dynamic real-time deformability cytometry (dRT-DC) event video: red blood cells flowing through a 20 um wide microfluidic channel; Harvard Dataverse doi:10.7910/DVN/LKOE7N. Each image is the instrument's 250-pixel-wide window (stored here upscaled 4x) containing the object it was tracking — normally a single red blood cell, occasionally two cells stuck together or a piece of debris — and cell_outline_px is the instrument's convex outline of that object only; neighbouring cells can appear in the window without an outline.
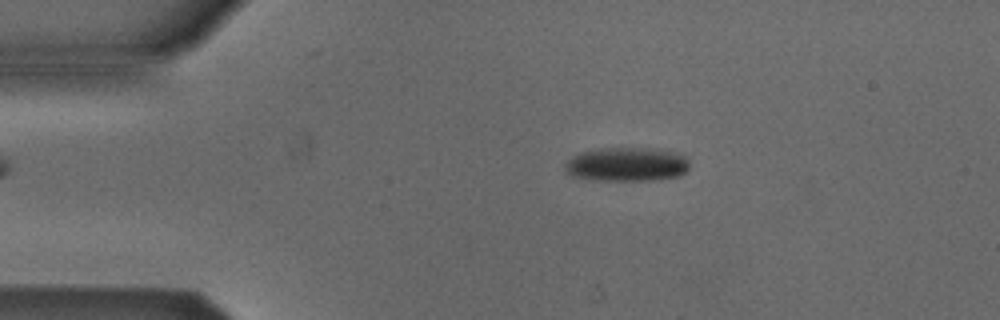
{"species": "Egyptian fruit bat (a non-hibernating species)", "species_latin": "Rousettus aegyptiacus", "temperature_condition": "cold", "stored_images_in_passage": 5, "camera_frame_rate_fps": 3000, "um_per_image_px": 0.085, "animal": {"sex": "male"}, "frame": {"image": 1, "passage_image": 3, "time_ms": 2.333, "image_size_px": [1000, 320], "cell_outline_px": [[688, 168], [684, 172], [676, 176], [648, 180], [596, 180], [572, 176], [564, 172], [564, 164], [572, 156], [580, 152], [600, 148], [648, 148], [668, 152], [684, 156], [688, 160]], "centroid_in_image_um": [53.18, 13.97], "position_along_channel_um": 31.8, "area_um2": 24.33}}
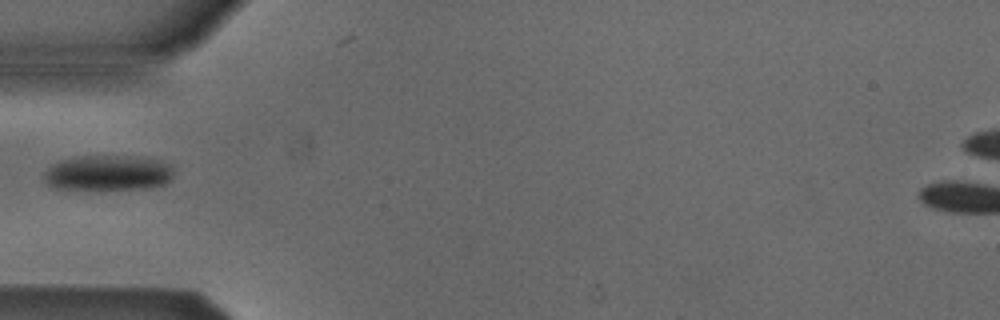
{"frame": {"image": 2, "passage_image": 5, "time_ms": 4.667, "image_size_px": [1000, 320], "cell_outline_px": [[172, 180], [164, 184], [152, 188], [56, 188], [48, 184], [44, 180], [44, 172], [52, 164], [64, 160], [84, 156], [124, 156], [160, 160], [172, 164]], "centroid_in_image_um": [9.23, 14.69], "position_along_channel_um": 75.8, "area_um2": 26.24}}